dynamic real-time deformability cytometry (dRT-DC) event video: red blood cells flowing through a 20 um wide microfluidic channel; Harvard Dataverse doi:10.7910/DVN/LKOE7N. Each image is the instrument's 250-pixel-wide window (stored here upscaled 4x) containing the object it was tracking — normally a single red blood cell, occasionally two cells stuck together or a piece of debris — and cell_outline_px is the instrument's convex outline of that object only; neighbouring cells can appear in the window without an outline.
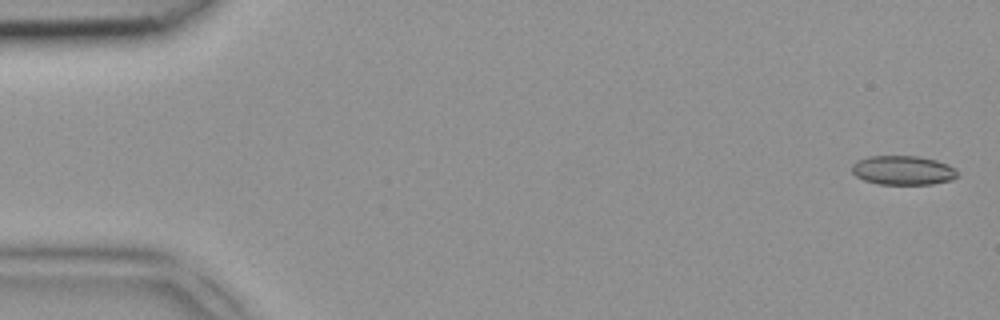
{"species": "common noctule bat (a hibernating species)", "species_latin": "Nyctalus noctula", "temperature_condition": "room temperature", "stored_images_in_passage": 5, "camera_frame_rate_fps": 3000, "um_per_image_px": 0.085, "animal": {"sex": "female", "body_mass_g": 18.4}, "frame": {"image": 1, "passage_image": 1, "time_ms": 0.0, "image_size_px": [1000, 320], "cell_outline_px": [[960, 176], [952, 180], [932, 184], [880, 184], [864, 180], [856, 176], [852, 172], [852, 164], [856, 160], [868, 156], [916, 156], [936, 160], [948, 164], [956, 168]], "centroid_in_image_um": [76.78, 14.47], "position_along_channel_um": 8.2, "area_um2": 18.15}}
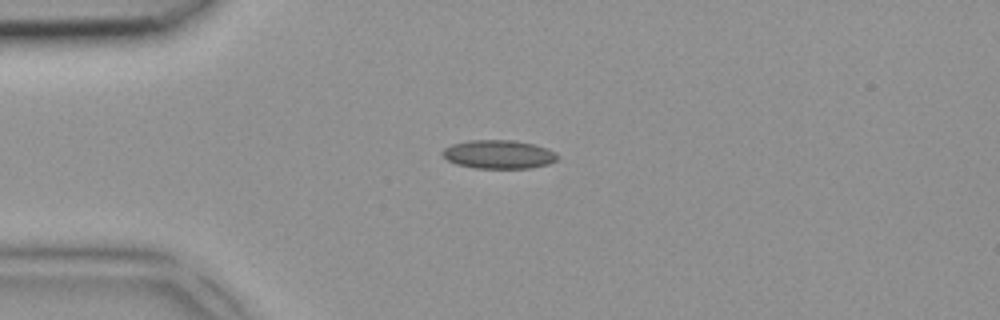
{"frame": {"image": 2, "passage_image": 4, "time_ms": 1.0, "image_size_px": [1000, 320], "cell_outline_px": [[556, 160], [548, 164], [532, 168], [476, 168], [456, 164], [448, 160], [440, 152], [444, 148], [452, 144], [468, 140], [512, 140], [536, 144], [548, 148], [556, 152]], "centroid_in_image_um": [42.39, 13.11], "position_along_channel_um": 42.6, "area_um2": 19.25}}